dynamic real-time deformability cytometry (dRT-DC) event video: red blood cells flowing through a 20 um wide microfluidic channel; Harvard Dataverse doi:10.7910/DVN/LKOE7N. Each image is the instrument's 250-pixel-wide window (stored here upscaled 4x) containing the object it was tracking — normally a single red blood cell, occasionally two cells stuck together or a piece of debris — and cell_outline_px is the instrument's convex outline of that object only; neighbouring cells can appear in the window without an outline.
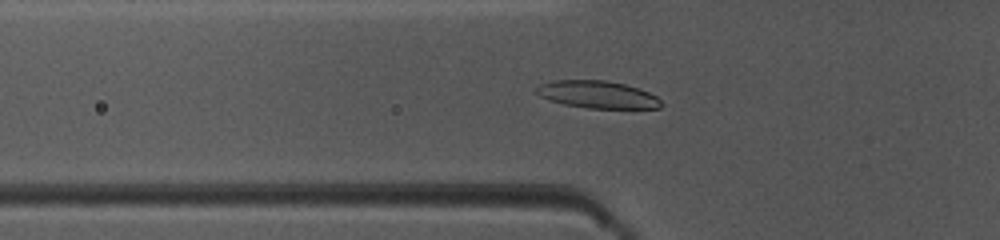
{"species": "common noctule bat (a hibernating species)", "species_latin": "Nyctalus noctula", "temperature_condition": "warm", "stored_images_in_passage": 49, "camera_frame_rate_fps": 3000, "um_per_image_px": 0.085, "animal": {"sex": "female", "body_mass_g": 10.0, "forearm_length_mm": 53.1}, "frame": {"image": 1, "passage_image": 17, "time_ms": 5.333, "image_size_px": [1000, 240], "cell_outline_px": [[664, 104], [660, 108], [588, 108], [564, 104], [540, 96], [536, 92], [536, 88], [540, 84], [552, 80], [604, 80], [624, 84], [640, 88], [656, 96]], "centroid_in_image_um": [50.81, 8.03], "position_along_channel_um": 75.0, "area_um2": 19.83}}
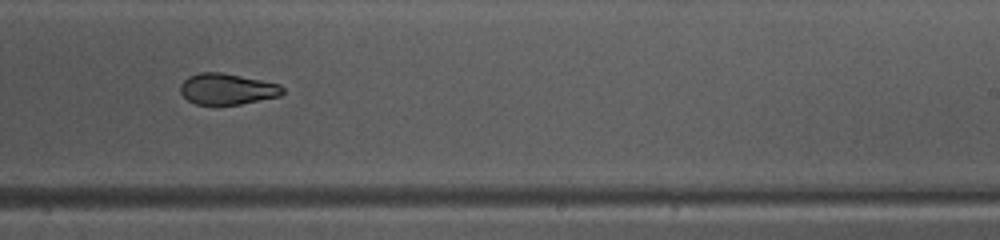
{"frame": {"image": 2, "passage_image": 31, "time_ms": 10.0, "image_size_px": [1000, 240], "cell_outline_px": [[284, 92], [280, 96], [240, 104], [196, 104], [188, 100], [180, 92], [180, 84], [188, 76], [200, 72], [220, 72], [280, 84], [284, 88]], "centroid_in_image_um": [19.3, 7.56], "position_along_channel_um": 269.7, "area_um2": 18.38}}
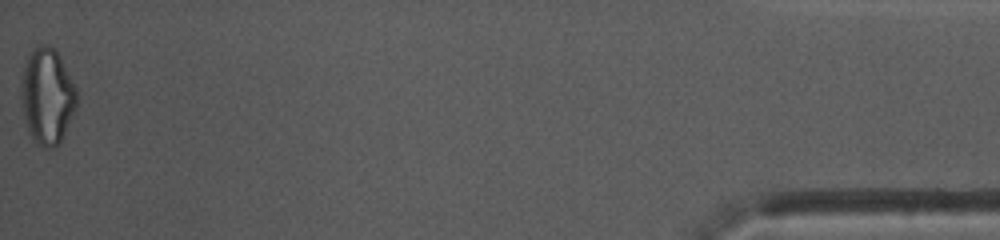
{"frame": {"image": 3, "passage_image": 49, "time_ms": 16.0, "image_size_px": [1000, 240], "cell_outline_px": [[76, 112], [60, 144], [56, 148], [44, 148], [36, 144], [28, 132], [20, 96], [20, 80], [28, 52], [36, 44], [48, 44], [56, 48], [76, 88]], "centroid_in_image_um": [4.0, 8.17], "position_along_channel_um": 431.2, "area_um2": 31.96}, "authors_computed_cell_mechanics": {"area_um2": 20.0566, "velocity_mm_per_s": 4.1504, "shape_relaxation_time_tau1_ms": 3.866, "shape_relaxation_time_tau2_ms": 2.091, "deformation_change_tau1": 0.1719, "deformation_change_tau2": 0.0887}}